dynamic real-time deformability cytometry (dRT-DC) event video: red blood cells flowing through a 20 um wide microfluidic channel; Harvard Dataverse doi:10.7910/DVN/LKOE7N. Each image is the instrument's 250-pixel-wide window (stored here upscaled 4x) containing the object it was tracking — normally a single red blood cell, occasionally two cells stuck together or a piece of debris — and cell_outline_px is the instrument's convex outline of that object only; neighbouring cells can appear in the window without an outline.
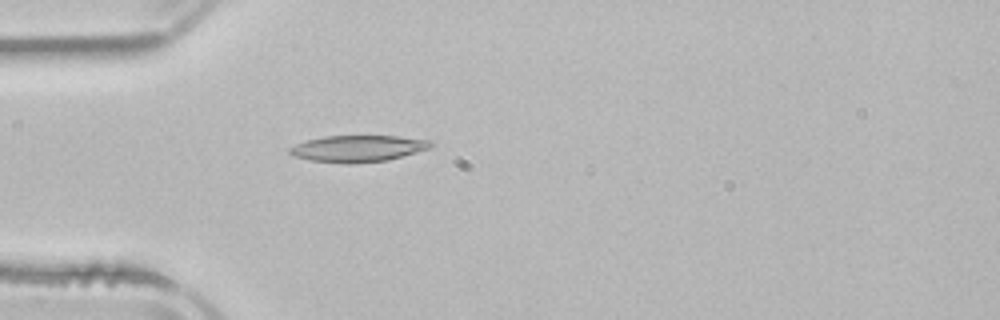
{"species": "common noctule bat (a hibernating species)", "species_latin": "Nyctalus noctula", "temperature_condition": "room temperature", "stored_images_in_passage": 2, "camera_frame_rate_fps": 3000, "um_per_image_px": 0.085, "animal": {"sex": "male", "body_mass_g": 21.5, "forearm_length_mm": 52.0}, "frame": {"image": 1, "passage_image": 2, "time_ms": 2.0, "image_size_px": [1000, 320], "cell_outline_px": [[436, 140], [432, 148], [388, 160], [352, 164], [344, 164], [308, 160], [292, 156], [288, 152], [288, 148], [296, 144], [308, 140], [324, 136], [396, 136]], "centroid_in_image_um": [30.46, 12.63], "position_along_channel_um": 54.5, "area_um2": 22.25}}